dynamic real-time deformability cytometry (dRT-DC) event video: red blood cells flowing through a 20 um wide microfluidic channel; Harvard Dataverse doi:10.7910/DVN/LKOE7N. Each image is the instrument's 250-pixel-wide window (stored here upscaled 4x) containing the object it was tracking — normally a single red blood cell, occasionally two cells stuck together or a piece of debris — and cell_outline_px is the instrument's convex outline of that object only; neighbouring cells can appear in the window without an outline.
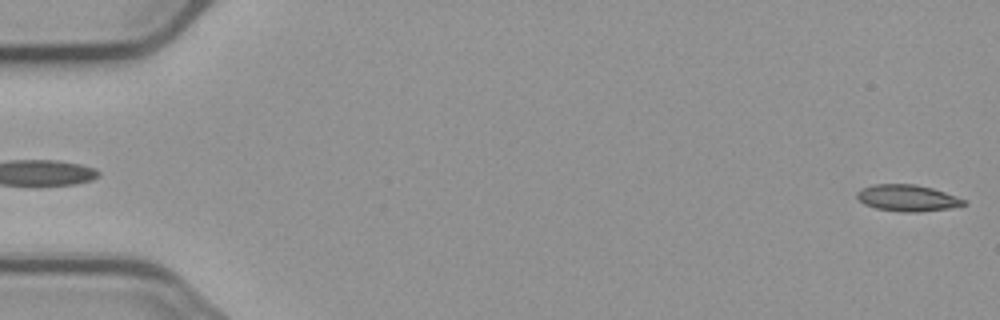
{"species": "common noctule bat (a hibernating species)", "species_latin": "Nyctalus noctula", "temperature_condition": "cold", "stored_images_in_passage": 5, "segment_of_instrument_passage": [2, 2], "camera_frame_rate_fps": 3000, "um_per_image_px": 0.085, "animal": {"sex": "male", "body_mass_g": 23.1, "forearm_length_mm": 52.7}, "frame": {"image": 1, "passage_image": 5, "time_ms": 5.0, "image_size_px": [1000, 320], "cell_outline_px": [[968, 204], [948, 208], [920, 212], [900, 212], [876, 208], [864, 204], [856, 196], [856, 192], [860, 188], [876, 184], [916, 184], [932, 188], [968, 200]], "centroid_in_image_um": [77.14, 16.83], "position_along_channel_um": 7.9, "area_um2": 16.59}}